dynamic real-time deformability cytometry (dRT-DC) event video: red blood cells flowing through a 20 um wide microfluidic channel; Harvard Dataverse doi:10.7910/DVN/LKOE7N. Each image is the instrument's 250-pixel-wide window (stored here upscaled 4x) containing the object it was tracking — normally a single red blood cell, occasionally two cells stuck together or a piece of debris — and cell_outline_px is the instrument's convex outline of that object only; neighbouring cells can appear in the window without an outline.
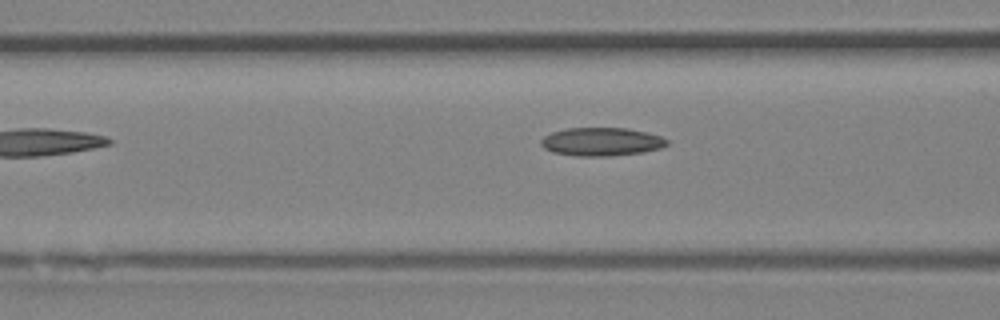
{"species": "Egyptian fruit bat (a non-hibernating species)", "species_latin": "Rousettus aegyptiacus", "temperature_condition": "room temperature", "stored_images_in_passage": 5, "camera_frame_rate_fps": 3000, "um_per_image_px": 0.085, "animal": {"sex": "female"}, "frame": {"image": 1, "passage_image": 4, "time_ms": 1.0, "image_size_px": [1000, 320], "cell_outline_px": [[668, 144], [660, 148], [644, 152], [612, 156], [576, 156], [552, 152], [544, 148], [540, 144], [540, 140], [544, 136], [552, 132], [568, 128], [628, 128], [648, 132], [660, 136], [668, 140]], "centroid_in_image_um": [51.12, 12.05], "position_along_channel_um": 115.5, "area_um2": 20.92}}
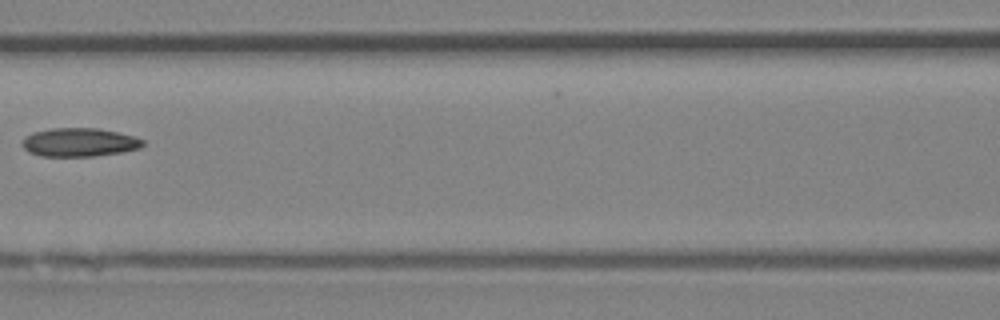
{"frame": {"image": 2, "passage_image": 5, "time_ms": 1.333, "image_size_px": [1000, 320], "cell_outline_px": [[144, 144], [140, 148], [120, 152], [92, 156], [40, 156], [28, 152], [20, 144], [24, 136], [32, 132], [52, 128], [100, 128], [132, 136], [144, 140]], "centroid_in_image_um": [6.68, 12.09], "position_along_channel_um": 159.9, "area_um2": 20.11}}